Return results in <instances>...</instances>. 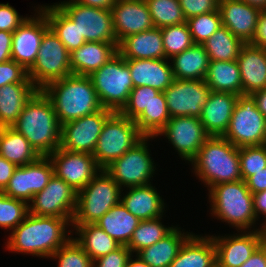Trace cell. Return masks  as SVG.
<instances>
[{
    "label": "cell",
    "mask_w": 266,
    "mask_h": 267,
    "mask_svg": "<svg viewBox=\"0 0 266 267\" xmlns=\"http://www.w3.org/2000/svg\"><path fill=\"white\" fill-rule=\"evenodd\" d=\"M204 81L211 91L242 95L241 73L237 60L210 61Z\"/></svg>",
    "instance_id": "cell-37"
},
{
    "label": "cell",
    "mask_w": 266,
    "mask_h": 267,
    "mask_svg": "<svg viewBox=\"0 0 266 267\" xmlns=\"http://www.w3.org/2000/svg\"><path fill=\"white\" fill-rule=\"evenodd\" d=\"M72 74L70 53L49 28L43 35L36 62L28 71V78L38 90L49 83Z\"/></svg>",
    "instance_id": "cell-10"
},
{
    "label": "cell",
    "mask_w": 266,
    "mask_h": 267,
    "mask_svg": "<svg viewBox=\"0 0 266 267\" xmlns=\"http://www.w3.org/2000/svg\"><path fill=\"white\" fill-rule=\"evenodd\" d=\"M189 164L191 172L207 190L220 183L242 179L239 147L222 136H210Z\"/></svg>",
    "instance_id": "cell-3"
},
{
    "label": "cell",
    "mask_w": 266,
    "mask_h": 267,
    "mask_svg": "<svg viewBox=\"0 0 266 267\" xmlns=\"http://www.w3.org/2000/svg\"><path fill=\"white\" fill-rule=\"evenodd\" d=\"M252 97L256 101V106L258 110L265 116L266 118V88L256 91L252 94Z\"/></svg>",
    "instance_id": "cell-59"
},
{
    "label": "cell",
    "mask_w": 266,
    "mask_h": 267,
    "mask_svg": "<svg viewBox=\"0 0 266 267\" xmlns=\"http://www.w3.org/2000/svg\"><path fill=\"white\" fill-rule=\"evenodd\" d=\"M78 4L90 7H96L106 10H111L117 0H71Z\"/></svg>",
    "instance_id": "cell-58"
},
{
    "label": "cell",
    "mask_w": 266,
    "mask_h": 267,
    "mask_svg": "<svg viewBox=\"0 0 266 267\" xmlns=\"http://www.w3.org/2000/svg\"><path fill=\"white\" fill-rule=\"evenodd\" d=\"M161 34L166 59L180 54L194 44L186 22L163 27L161 28Z\"/></svg>",
    "instance_id": "cell-42"
},
{
    "label": "cell",
    "mask_w": 266,
    "mask_h": 267,
    "mask_svg": "<svg viewBox=\"0 0 266 267\" xmlns=\"http://www.w3.org/2000/svg\"><path fill=\"white\" fill-rule=\"evenodd\" d=\"M118 53L124 59H166L161 28L154 27L123 38Z\"/></svg>",
    "instance_id": "cell-28"
},
{
    "label": "cell",
    "mask_w": 266,
    "mask_h": 267,
    "mask_svg": "<svg viewBox=\"0 0 266 267\" xmlns=\"http://www.w3.org/2000/svg\"><path fill=\"white\" fill-rule=\"evenodd\" d=\"M140 221L120 202L105 213L95 224L121 246H127Z\"/></svg>",
    "instance_id": "cell-35"
},
{
    "label": "cell",
    "mask_w": 266,
    "mask_h": 267,
    "mask_svg": "<svg viewBox=\"0 0 266 267\" xmlns=\"http://www.w3.org/2000/svg\"><path fill=\"white\" fill-rule=\"evenodd\" d=\"M37 90L28 77L22 83L0 87V127H12Z\"/></svg>",
    "instance_id": "cell-30"
},
{
    "label": "cell",
    "mask_w": 266,
    "mask_h": 267,
    "mask_svg": "<svg viewBox=\"0 0 266 267\" xmlns=\"http://www.w3.org/2000/svg\"><path fill=\"white\" fill-rule=\"evenodd\" d=\"M122 188L101 169L77 192V207L72 225L95 224L113 206L120 203Z\"/></svg>",
    "instance_id": "cell-6"
},
{
    "label": "cell",
    "mask_w": 266,
    "mask_h": 267,
    "mask_svg": "<svg viewBox=\"0 0 266 267\" xmlns=\"http://www.w3.org/2000/svg\"><path fill=\"white\" fill-rule=\"evenodd\" d=\"M111 13L118 43L127 36L155 27L145 0H117Z\"/></svg>",
    "instance_id": "cell-21"
},
{
    "label": "cell",
    "mask_w": 266,
    "mask_h": 267,
    "mask_svg": "<svg viewBox=\"0 0 266 267\" xmlns=\"http://www.w3.org/2000/svg\"><path fill=\"white\" fill-rule=\"evenodd\" d=\"M56 4L77 23L80 35L84 36L86 42L118 43L111 10L84 6L71 0Z\"/></svg>",
    "instance_id": "cell-12"
},
{
    "label": "cell",
    "mask_w": 266,
    "mask_h": 267,
    "mask_svg": "<svg viewBox=\"0 0 266 267\" xmlns=\"http://www.w3.org/2000/svg\"><path fill=\"white\" fill-rule=\"evenodd\" d=\"M262 225H263L262 227L263 239H264V243H266V222L265 223L262 222Z\"/></svg>",
    "instance_id": "cell-62"
},
{
    "label": "cell",
    "mask_w": 266,
    "mask_h": 267,
    "mask_svg": "<svg viewBox=\"0 0 266 267\" xmlns=\"http://www.w3.org/2000/svg\"><path fill=\"white\" fill-rule=\"evenodd\" d=\"M153 24L157 28L186 22L179 0H145Z\"/></svg>",
    "instance_id": "cell-41"
},
{
    "label": "cell",
    "mask_w": 266,
    "mask_h": 267,
    "mask_svg": "<svg viewBox=\"0 0 266 267\" xmlns=\"http://www.w3.org/2000/svg\"><path fill=\"white\" fill-rule=\"evenodd\" d=\"M236 60L241 73L242 95H252L266 88V51L263 48L244 44Z\"/></svg>",
    "instance_id": "cell-26"
},
{
    "label": "cell",
    "mask_w": 266,
    "mask_h": 267,
    "mask_svg": "<svg viewBox=\"0 0 266 267\" xmlns=\"http://www.w3.org/2000/svg\"><path fill=\"white\" fill-rule=\"evenodd\" d=\"M210 93L211 89L204 80L174 79L164 91L170 118L187 116L199 118Z\"/></svg>",
    "instance_id": "cell-17"
},
{
    "label": "cell",
    "mask_w": 266,
    "mask_h": 267,
    "mask_svg": "<svg viewBox=\"0 0 266 267\" xmlns=\"http://www.w3.org/2000/svg\"><path fill=\"white\" fill-rule=\"evenodd\" d=\"M12 37L13 33L0 31V64L12 60Z\"/></svg>",
    "instance_id": "cell-55"
},
{
    "label": "cell",
    "mask_w": 266,
    "mask_h": 267,
    "mask_svg": "<svg viewBox=\"0 0 266 267\" xmlns=\"http://www.w3.org/2000/svg\"><path fill=\"white\" fill-rule=\"evenodd\" d=\"M170 120L164 92H159L148 108L135 120L139 131L146 137H156Z\"/></svg>",
    "instance_id": "cell-39"
},
{
    "label": "cell",
    "mask_w": 266,
    "mask_h": 267,
    "mask_svg": "<svg viewBox=\"0 0 266 267\" xmlns=\"http://www.w3.org/2000/svg\"><path fill=\"white\" fill-rule=\"evenodd\" d=\"M242 180L266 167V144L239 147Z\"/></svg>",
    "instance_id": "cell-46"
},
{
    "label": "cell",
    "mask_w": 266,
    "mask_h": 267,
    "mask_svg": "<svg viewBox=\"0 0 266 267\" xmlns=\"http://www.w3.org/2000/svg\"><path fill=\"white\" fill-rule=\"evenodd\" d=\"M155 138L145 136L132 149L105 168L122 190L152 183L158 168H156L155 160L151 157L149 145H151L150 141Z\"/></svg>",
    "instance_id": "cell-9"
},
{
    "label": "cell",
    "mask_w": 266,
    "mask_h": 267,
    "mask_svg": "<svg viewBox=\"0 0 266 267\" xmlns=\"http://www.w3.org/2000/svg\"><path fill=\"white\" fill-rule=\"evenodd\" d=\"M12 128L22 134L40 156H49L60 148L61 124L43 90H37L27 101Z\"/></svg>",
    "instance_id": "cell-2"
},
{
    "label": "cell",
    "mask_w": 266,
    "mask_h": 267,
    "mask_svg": "<svg viewBox=\"0 0 266 267\" xmlns=\"http://www.w3.org/2000/svg\"><path fill=\"white\" fill-rule=\"evenodd\" d=\"M212 217L238 230H262L257 227L253 194L244 180L220 183L208 190Z\"/></svg>",
    "instance_id": "cell-5"
},
{
    "label": "cell",
    "mask_w": 266,
    "mask_h": 267,
    "mask_svg": "<svg viewBox=\"0 0 266 267\" xmlns=\"http://www.w3.org/2000/svg\"><path fill=\"white\" fill-rule=\"evenodd\" d=\"M28 72L14 60L0 64V87L11 83H22Z\"/></svg>",
    "instance_id": "cell-49"
},
{
    "label": "cell",
    "mask_w": 266,
    "mask_h": 267,
    "mask_svg": "<svg viewBox=\"0 0 266 267\" xmlns=\"http://www.w3.org/2000/svg\"><path fill=\"white\" fill-rule=\"evenodd\" d=\"M240 267H266V243H262Z\"/></svg>",
    "instance_id": "cell-54"
},
{
    "label": "cell",
    "mask_w": 266,
    "mask_h": 267,
    "mask_svg": "<svg viewBox=\"0 0 266 267\" xmlns=\"http://www.w3.org/2000/svg\"><path fill=\"white\" fill-rule=\"evenodd\" d=\"M160 194L152 184L130 187L121 191L120 202L140 220H151L165 215L167 204Z\"/></svg>",
    "instance_id": "cell-23"
},
{
    "label": "cell",
    "mask_w": 266,
    "mask_h": 267,
    "mask_svg": "<svg viewBox=\"0 0 266 267\" xmlns=\"http://www.w3.org/2000/svg\"><path fill=\"white\" fill-rule=\"evenodd\" d=\"M37 6L44 12L49 28L65 45L69 53L86 42L84 36L80 35L77 23H74L56 3H52V5L38 4Z\"/></svg>",
    "instance_id": "cell-33"
},
{
    "label": "cell",
    "mask_w": 266,
    "mask_h": 267,
    "mask_svg": "<svg viewBox=\"0 0 266 267\" xmlns=\"http://www.w3.org/2000/svg\"><path fill=\"white\" fill-rule=\"evenodd\" d=\"M34 15L28 18L13 32L11 58L27 72L36 62L41 40L49 29L44 12L34 5Z\"/></svg>",
    "instance_id": "cell-16"
},
{
    "label": "cell",
    "mask_w": 266,
    "mask_h": 267,
    "mask_svg": "<svg viewBox=\"0 0 266 267\" xmlns=\"http://www.w3.org/2000/svg\"><path fill=\"white\" fill-rule=\"evenodd\" d=\"M0 156L17 167L32 163L40 157L29 141L12 127H0Z\"/></svg>",
    "instance_id": "cell-36"
},
{
    "label": "cell",
    "mask_w": 266,
    "mask_h": 267,
    "mask_svg": "<svg viewBox=\"0 0 266 267\" xmlns=\"http://www.w3.org/2000/svg\"><path fill=\"white\" fill-rule=\"evenodd\" d=\"M132 253L127 246H120L115 251L93 261V267H126Z\"/></svg>",
    "instance_id": "cell-51"
},
{
    "label": "cell",
    "mask_w": 266,
    "mask_h": 267,
    "mask_svg": "<svg viewBox=\"0 0 266 267\" xmlns=\"http://www.w3.org/2000/svg\"><path fill=\"white\" fill-rule=\"evenodd\" d=\"M193 233L185 232L177 224L168 235L155 244L140 250L136 255L151 267H169L178 255L184 242Z\"/></svg>",
    "instance_id": "cell-31"
},
{
    "label": "cell",
    "mask_w": 266,
    "mask_h": 267,
    "mask_svg": "<svg viewBox=\"0 0 266 267\" xmlns=\"http://www.w3.org/2000/svg\"><path fill=\"white\" fill-rule=\"evenodd\" d=\"M54 174L77 192L84 188L101 170L92 154L57 149L48 156Z\"/></svg>",
    "instance_id": "cell-19"
},
{
    "label": "cell",
    "mask_w": 266,
    "mask_h": 267,
    "mask_svg": "<svg viewBox=\"0 0 266 267\" xmlns=\"http://www.w3.org/2000/svg\"><path fill=\"white\" fill-rule=\"evenodd\" d=\"M241 233V234H240ZM210 235L216 247L217 267H240L264 242L262 230Z\"/></svg>",
    "instance_id": "cell-20"
},
{
    "label": "cell",
    "mask_w": 266,
    "mask_h": 267,
    "mask_svg": "<svg viewBox=\"0 0 266 267\" xmlns=\"http://www.w3.org/2000/svg\"><path fill=\"white\" fill-rule=\"evenodd\" d=\"M17 166L0 156V192L8 185Z\"/></svg>",
    "instance_id": "cell-56"
},
{
    "label": "cell",
    "mask_w": 266,
    "mask_h": 267,
    "mask_svg": "<svg viewBox=\"0 0 266 267\" xmlns=\"http://www.w3.org/2000/svg\"><path fill=\"white\" fill-rule=\"evenodd\" d=\"M218 10L222 26L244 44L251 43L261 10L241 0H219Z\"/></svg>",
    "instance_id": "cell-22"
},
{
    "label": "cell",
    "mask_w": 266,
    "mask_h": 267,
    "mask_svg": "<svg viewBox=\"0 0 266 267\" xmlns=\"http://www.w3.org/2000/svg\"><path fill=\"white\" fill-rule=\"evenodd\" d=\"M236 147L266 144V118L252 95H239L228 128L222 136Z\"/></svg>",
    "instance_id": "cell-11"
},
{
    "label": "cell",
    "mask_w": 266,
    "mask_h": 267,
    "mask_svg": "<svg viewBox=\"0 0 266 267\" xmlns=\"http://www.w3.org/2000/svg\"><path fill=\"white\" fill-rule=\"evenodd\" d=\"M169 60L174 78L178 80H204L210 62L202 44H193Z\"/></svg>",
    "instance_id": "cell-32"
},
{
    "label": "cell",
    "mask_w": 266,
    "mask_h": 267,
    "mask_svg": "<svg viewBox=\"0 0 266 267\" xmlns=\"http://www.w3.org/2000/svg\"><path fill=\"white\" fill-rule=\"evenodd\" d=\"M157 89L150 86L134 87L129 95L128 101L120 113L131 120H135L152 102L159 93Z\"/></svg>",
    "instance_id": "cell-47"
},
{
    "label": "cell",
    "mask_w": 266,
    "mask_h": 267,
    "mask_svg": "<svg viewBox=\"0 0 266 267\" xmlns=\"http://www.w3.org/2000/svg\"><path fill=\"white\" fill-rule=\"evenodd\" d=\"M119 43L85 42L70 53L72 74L90 76L118 53Z\"/></svg>",
    "instance_id": "cell-27"
},
{
    "label": "cell",
    "mask_w": 266,
    "mask_h": 267,
    "mask_svg": "<svg viewBox=\"0 0 266 267\" xmlns=\"http://www.w3.org/2000/svg\"><path fill=\"white\" fill-rule=\"evenodd\" d=\"M72 228V234L75 235L72 238L93 261L121 246L97 224L72 225Z\"/></svg>",
    "instance_id": "cell-34"
},
{
    "label": "cell",
    "mask_w": 266,
    "mask_h": 267,
    "mask_svg": "<svg viewBox=\"0 0 266 267\" xmlns=\"http://www.w3.org/2000/svg\"><path fill=\"white\" fill-rule=\"evenodd\" d=\"M185 19L218 10L219 0H179Z\"/></svg>",
    "instance_id": "cell-48"
},
{
    "label": "cell",
    "mask_w": 266,
    "mask_h": 267,
    "mask_svg": "<svg viewBox=\"0 0 266 267\" xmlns=\"http://www.w3.org/2000/svg\"><path fill=\"white\" fill-rule=\"evenodd\" d=\"M144 137L134 120L120 112H113L103 125L92 155L97 165L105 169Z\"/></svg>",
    "instance_id": "cell-8"
},
{
    "label": "cell",
    "mask_w": 266,
    "mask_h": 267,
    "mask_svg": "<svg viewBox=\"0 0 266 267\" xmlns=\"http://www.w3.org/2000/svg\"><path fill=\"white\" fill-rule=\"evenodd\" d=\"M112 113L102 108L94 114L62 124L60 149L93 154L103 125Z\"/></svg>",
    "instance_id": "cell-14"
},
{
    "label": "cell",
    "mask_w": 266,
    "mask_h": 267,
    "mask_svg": "<svg viewBox=\"0 0 266 267\" xmlns=\"http://www.w3.org/2000/svg\"><path fill=\"white\" fill-rule=\"evenodd\" d=\"M247 4L259 8L261 11L266 6V0H241Z\"/></svg>",
    "instance_id": "cell-61"
},
{
    "label": "cell",
    "mask_w": 266,
    "mask_h": 267,
    "mask_svg": "<svg viewBox=\"0 0 266 267\" xmlns=\"http://www.w3.org/2000/svg\"><path fill=\"white\" fill-rule=\"evenodd\" d=\"M202 235L193 233L169 267H217L214 241L209 234Z\"/></svg>",
    "instance_id": "cell-29"
},
{
    "label": "cell",
    "mask_w": 266,
    "mask_h": 267,
    "mask_svg": "<svg viewBox=\"0 0 266 267\" xmlns=\"http://www.w3.org/2000/svg\"><path fill=\"white\" fill-rule=\"evenodd\" d=\"M49 259L58 260L57 267H93V260L73 238Z\"/></svg>",
    "instance_id": "cell-45"
},
{
    "label": "cell",
    "mask_w": 266,
    "mask_h": 267,
    "mask_svg": "<svg viewBox=\"0 0 266 267\" xmlns=\"http://www.w3.org/2000/svg\"><path fill=\"white\" fill-rule=\"evenodd\" d=\"M53 174L54 167L50 158L40 156L32 163L18 166L2 193L29 203L36 193L46 187Z\"/></svg>",
    "instance_id": "cell-18"
},
{
    "label": "cell",
    "mask_w": 266,
    "mask_h": 267,
    "mask_svg": "<svg viewBox=\"0 0 266 267\" xmlns=\"http://www.w3.org/2000/svg\"><path fill=\"white\" fill-rule=\"evenodd\" d=\"M262 12L266 13V6L263 8Z\"/></svg>",
    "instance_id": "cell-63"
},
{
    "label": "cell",
    "mask_w": 266,
    "mask_h": 267,
    "mask_svg": "<svg viewBox=\"0 0 266 267\" xmlns=\"http://www.w3.org/2000/svg\"><path fill=\"white\" fill-rule=\"evenodd\" d=\"M186 23L194 44L204 43L222 26L219 10L191 17Z\"/></svg>",
    "instance_id": "cell-44"
},
{
    "label": "cell",
    "mask_w": 266,
    "mask_h": 267,
    "mask_svg": "<svg viewBox=\"0 0 266 267\" xmlns=\"http://www.w3.org/2000/svg\"><path fill=\"white\" fill-rule=\"evenodd\" d=\"M245 183L252 194L266 190V167L249 176Z\"/></svg>",
    "instance_id": "cell-53"
},
{
    "label": "cell",
    "mask_w": 266,
    "mask_h": 267,
    "mask_svg": "<svg viewBox=\"0 0 266 267\" xmlns=\"http://www.w3.org/2000/svg\"><path fill=\"white\" fill-rule=\"evenodd\" d=\"M29 213L26 201L11 198L0 192V227L10 232L15 229Z\"/></svg>",
    "instance_id": "cell-43"
},
{
    "label": "cell",
    "mask_w": 266,
    "mask_h": 267,
    "mask_svg": "<svg viewBox=\"0 0 266 267\" xmlns=\"http://www.w3.org/2000/svg\"><path fill=\"white\" fill-rule=\"evenodd\" d=\"M169 59H126L134 87L150 86L164 92L174 78Z\"/></svg>",
    "instance_id": "cell-25"
},
{
    "label": "cell",
    "mask_w": 266,
    "mask_h": 267,
    "mask_svg": "<svg viewBox=\"0 0 266 267\" xmlns=\"http://www.w3.org/2000/svg\"><path fill=\"white\" fill-rule=\"evenodd\" d=\"M165 137L181 160L190 163L198 154L204 142L210 137L198 117H173L158 133Z\"/></svg>",
    "instance_id": "cell-15"
},
{
    "label": "cell",
    "mask_w": 266,
    "mask_h": 267,
    "mask_svg": "<svg viewBox=\"0 0 266 267\" xmlns=\"http://www.w3.org/2000/svg\"><path fill=\"white\" fill-rule=\"evenodd\" d=\"M202 45L206 49L209 61H234L244 43L227 27L221 26Z\"/></svg>",
    "instance_id": "cell-38"
},
{
    "label": "cell",
    "mask_w": 266,
    "mask_h": 267,
    "mask_svg": "<svg viewBox=\"0 0 266 267\" xmlns=\"http://www.w3.org/2000/svg\"><path fill=\"white\" fill-rule=\"evenodd\" d=\"M43 92L53 103L61 125L102 109L89 76L71 74L49 83Z\"/></svg>",
    "instance_id": "cell-4"
},
{
    "label": "cell",
    "mask_w": 266,
    "mask_h": 267,
    "mask_svg": "<svg viewBox=\"0 0 266 267\" xmlns=\"http://www.w3.org/2000/svg\"><path fill=\"white\" fill-rule=\"evenodd\" d=\"M164 216L151 220H141L127 245L133 255H136L140 250L149 247L166 235H168L175 227V225L163 224Z\"/></svg>",
    "instance_id": "cell-40"
},
{
    "label": "cell",
    "mask_w": 266,
    "mask_h": 267,
    "mask_svg": "<svg viewBox=\"0 0 266 267\" xmlns=\"http://www.w3.org/2000/svg\"><path fill=\"white\" fill-rule=\"evenodd\" d=\"M238 96L230 92L211 91L199 117L209 136L218 137L225 134Z\"/></svg>",
    "instance_id": "cell-24"
},
{
    "label": "cell",
    "mask_w": 266,
    "mask_h": 267,
    "mask_svg": "<svg viewBox=\"0 0 266 267\" xmlns=\"http://www.w3.org/2000/svg\"><path fill=\"white\" fill-rule=\"evenodd\" d=\"M89 77L102 108L120 112L134 88L126 59L117 53Z\"/></svg>",
    "instance_id": "cell-7"
},
{
    "label": "cell",
    "mask_w": 266,
    "mask_h": 267,
    "mask_svg": "<svg viewBox=\"0 0 266 267\" xmlns=\"http://www.w3.org/2000/svg\"><path fill=\"white\" fill-rule=\"evenodd\" d=\"M10 233L5 242L6 250L48 259L73 235L72 223L68 219L31 213Z\"/></svg>",
    "instance_id": "cell-1"
},
{
    "label": "cell",
    "mask_w": 266,
    "mask_h": 267,
    "mask_svg": "<svg viewBox=\"0 0 266 267\" xmlns=\"http://www.w3.org/2000/svg\"><path fill=\"white\" fill-rule=\"evenodd\" d=\"M35 216L66 218L71 223L77 207V191L55 174L46 187L28 203Z\"/></svg>",
    "instance_id": "cell-13"
},
{
    "label": "cell",
    "mask_w": 266,
    "mask_h": 267,
    "mask_svg": "<svg viewBox=\"0 0 266 267\" xmlns=\"http://www.w3.org/2000/svg\"><path fill=\"white\" fill-rule=\"evenodd\" d=\"M126 267H151L143 262L137 255H131L126 263Z\"/></svg>",
    "instance_id": "cell-60"
},
{
    "label": "cell",
    "mask_w": 266,
    "mask_h": 267,
    "mask_svg": "<svg viewBox=\"0 0 266 267\" xmlns=\"http://www.w3.org/2000/svg\"><path fill=\"white\" fill-rule=\"evenodd\" d=\"M254 212L257 220L263 217V222H266V190L253 194ZM263 215V216H262Z\"/></svg>",
    "instance_id": "cell-57"
},
{
    "label": "cell",
    "mask_w": 266,
    "mask_h": 267,
    "mask_svg": "<svg viewBox=\"0 0 266 267\" xmlns=\"http://www.w3.org/2000/svg\"><path fill=\"white\" fill-rule=\"evenodd\" d=\"M250 44L266 51V13L262 11L258 16L254 38Z\"/></svg>",
    "instance_id": "cell-52"
},
{
    "label": "cell",
    "mask_w": 266,
    "mask_h": 267,
    "mask_svg": "<svg viewBox=\"0 0 266 267\" xmlns=\"http://www.w3.org/2000/svg\"><path fill=\"white\" fill-rule=\"evenodd\" d=\"M28 17L20 15L8 2L0 3V31L13 33Z\"/></svg>",
    "instance_id": "cell-50"
}]
</instances>
